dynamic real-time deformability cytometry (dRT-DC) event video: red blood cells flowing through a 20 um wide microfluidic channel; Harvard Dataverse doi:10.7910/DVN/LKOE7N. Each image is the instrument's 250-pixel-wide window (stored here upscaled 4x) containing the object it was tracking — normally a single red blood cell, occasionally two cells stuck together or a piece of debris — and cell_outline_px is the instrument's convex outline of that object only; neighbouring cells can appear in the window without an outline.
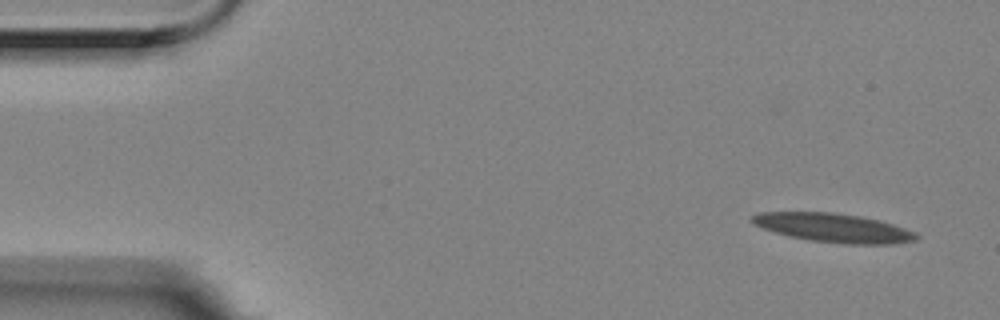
{"species": "Egyptian fruit bat (a non-hibernating species)", "species_latin": "Rousettus aegyptiacus", "temperature_condition": "room temperature", "stored_images_in_passage": 9, "camera_frame_rate_fps": 3000, "um_per_image_px": 0.085, "animal": {"sex": "female"}, "frame": {"image": 1, "passage_image": 1, "time_ms": 0.0, "image_size_px": [1000, 320], "cell_outline_px": [[920, 236], [916, 240], [892, 244], [844, 244], [808, 240], [788, 236], [752, 224], [748, 220], [752, 216], [760, 212], [832, 212], [860, 216], [880, 220], [916, 232]], "centroid_in_image_um": [70.84, 19.36], "position_along_channel_um": 14.2, "area_um2": 27.74}}
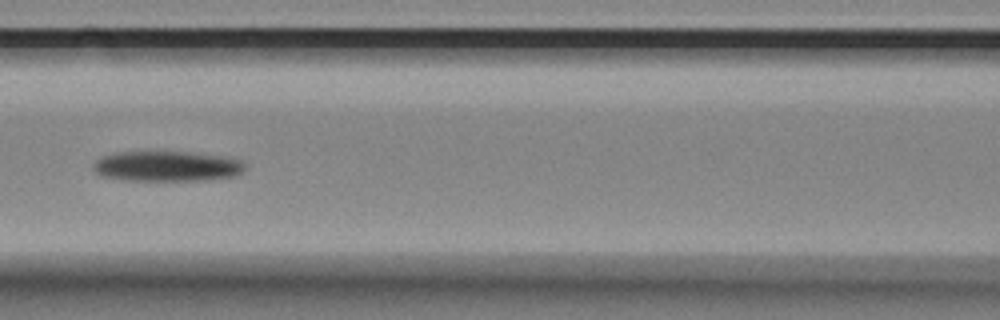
{"frame": {"image": 2, "passage_image": 7, "time_ms": 2.0, "image_size_px": [1000, 320], "cell_outline_px": [[248, 164], [236, 176], [204, 180], [124, 180], [100, 176], [92, 168], [92, 164], [96, 160], [104, 156], [116, 152], [188, 152], [228, 156], [240, 160]], "centroid_in_image_um": [14.2, 14.12], "position_along_channel_um": 152.4, "area_um2": 26.93}}
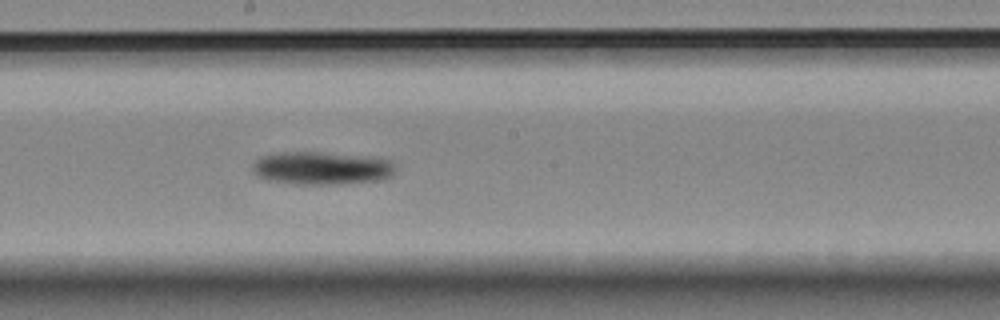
{"frame": {"image": 3, "passage_image": 9, "time_ms": 2.667, "image_size_px": [1000, 320], "cell_outline_px": [[396, 168], [392, 176], [384, 180], [340, 184], [296, 184], [264, 180], [256, 176], [252, 168], [252, 164], [260, 156], [280, 152], [320, 152], [372, 156], [392, 160], [396, 164]], "centroid_in_image_um": [27.38, 14.29], "position_along_channel_um": 220.8, "area_um2": 28.15}}